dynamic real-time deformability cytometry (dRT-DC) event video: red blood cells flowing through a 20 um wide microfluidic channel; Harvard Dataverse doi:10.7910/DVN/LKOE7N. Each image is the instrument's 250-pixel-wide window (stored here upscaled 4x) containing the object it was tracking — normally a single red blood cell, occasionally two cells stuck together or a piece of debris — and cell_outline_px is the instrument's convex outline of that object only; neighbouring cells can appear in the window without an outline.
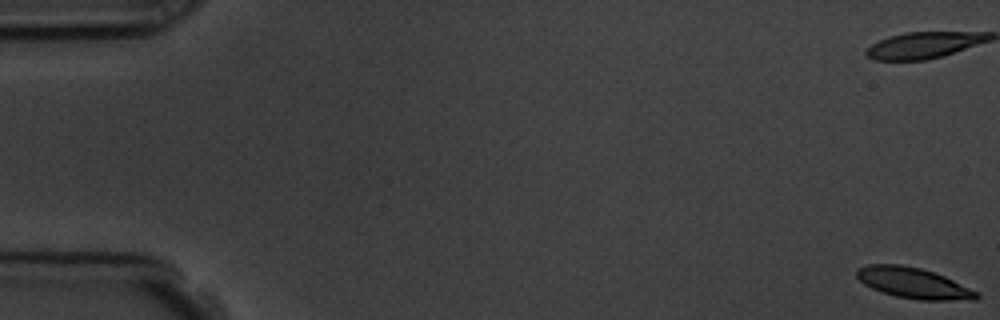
{"species": "common noctule bat (a hibernating species)", "species_latin": "Nyctalus noctula", "temperature_condition": "room temperature", "stored_images_in_passage": 4, "camera_frame_rate_fps": 3000, "um_per_image_px": 0.085, "animal": {"sex": "male", "body_mass_g": 19.5, "forearm_length_mm": 54.6}, "frame": {"image": 1, "passage_image": 1, "time_ms": 0.0, "image_size_px": [1000, 320], "cell_outline_px": [[980, 296], [976, 300], [920, 300], [896, 296], [872, 288], [864, 284], [856, 276], [856, 268], [868, 264], [900, 264], [920, 268], [944, 276], [976, 292]], "centroid_in_image_um": [77.6, 24.05], "position_along_channel_um": 7.4, "area_um2": 21.15}}